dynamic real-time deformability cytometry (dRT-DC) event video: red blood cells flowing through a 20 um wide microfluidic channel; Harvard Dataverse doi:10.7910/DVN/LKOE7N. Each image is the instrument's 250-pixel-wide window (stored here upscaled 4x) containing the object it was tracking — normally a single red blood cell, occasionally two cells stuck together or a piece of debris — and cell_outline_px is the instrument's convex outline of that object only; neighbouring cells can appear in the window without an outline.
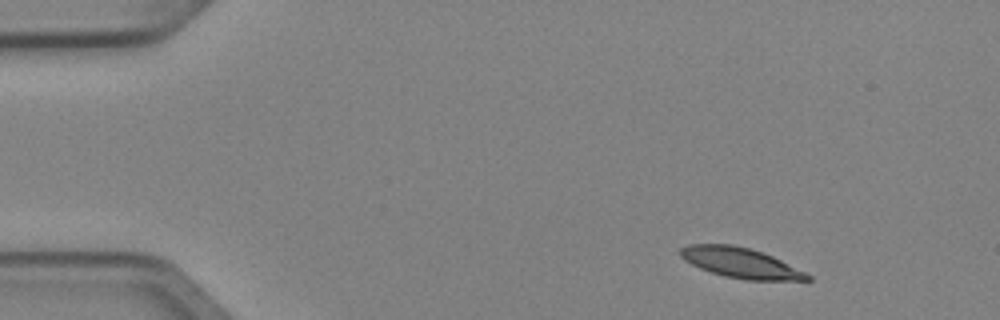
{"species": "Egyptian fruit bat (a non-hibernating species)", "species_latin": "Rousettus aegyptiacus", "temperature_condition": "cold", "stored_images_in_passage": 5, "camera_frame_rate_fps": 3000, "um_per_image_px": 0.085, "animal": {"sex": "female"}, "frame": {"image": 1, "passage_image": 1, "time_ms": 0.0, "image_size_px": [1000, 320], "cell_outline_px": [[812, 280], [748, 280], [724, 276], [700, 268], [684, 260], [680, 256], [680, 248], [688, 244], [732, 244], [752, 248], [772, 256], [812, 276]], "centroid_in_image_um": [62.92, 22.33], "position_along_channel_um": 22.1, "area_um2": 22.2}}
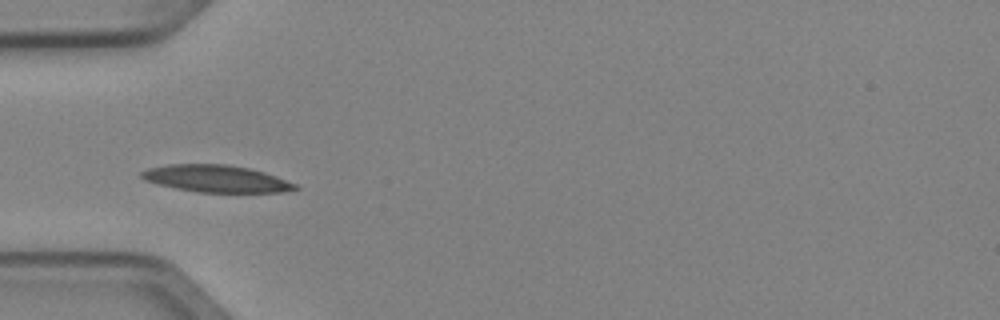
{"frame": {"image": 2, "passage_image": 4, "time_ms": 1.0, "image_size_px": [1000, 320], "cell_outline_px": [[300, 188], [280, 192], [200, 192], [176, 188], [156, 184], [144, 180], [140, 176], [140, 172], [148, 168], [168, 164], [224, 164], [248, 168], [264, 172], [276, 176], [296, 184]], "centroid_in_image_um": [18.34, 15.18], "position_along_channel_um": 66.7, "area_um2": 24.1}}
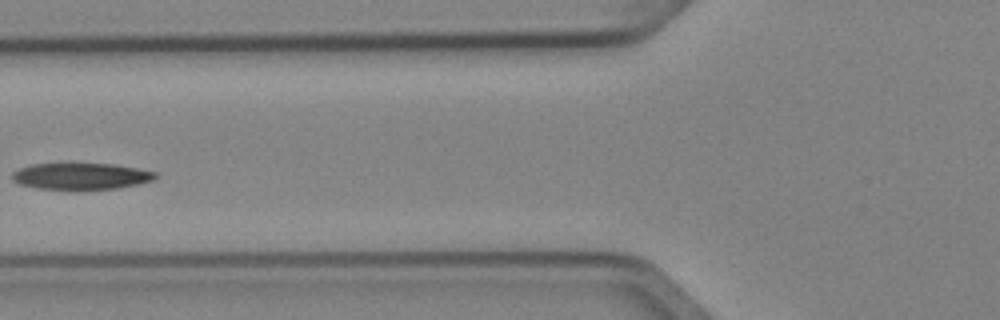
{"frame": {"image": 3, "passage_image": 5, "time_ms": 1.333, "image_size_px": [1000, 320], "cell_outline_px": [[156, 176], [152, 180], [140, 184], [116, 188], [40, 188], [20, 184], [12, 180], [12, 172], [28, 164], [116, 164], [156, 172]], "centroid_in_image_um": [6.88, 14.95], "position_along_channel_um": 118.9, "area_um2": 21.56}}